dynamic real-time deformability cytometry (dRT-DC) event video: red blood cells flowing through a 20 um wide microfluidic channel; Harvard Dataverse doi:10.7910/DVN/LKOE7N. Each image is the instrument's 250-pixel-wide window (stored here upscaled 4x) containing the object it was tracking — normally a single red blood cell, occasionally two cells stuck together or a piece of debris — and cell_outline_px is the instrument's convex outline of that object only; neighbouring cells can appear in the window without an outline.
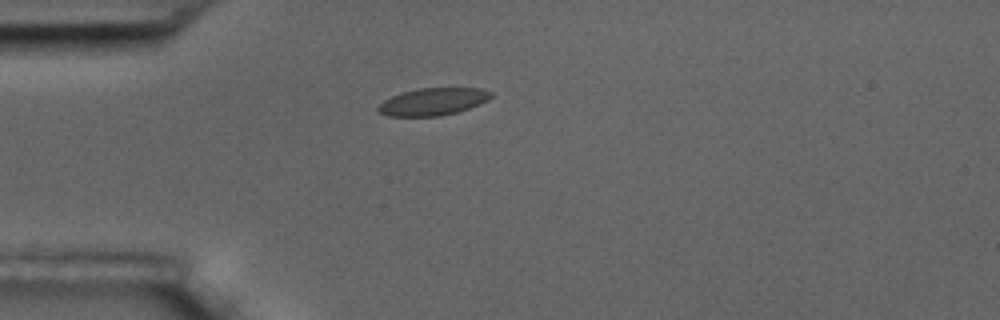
{"species": "common noctule bat (a hibernating species)", "species_latin": "Nyctalus noctula", "temperature_condition": "room temperature", "stored_images_in_passage": 4, "camera_frame_rate_fps": 3000, "um_per_image_px": 0.085, "animal": {"sex": "male", "body_mass_g": 17.5, "forearm_length_mm": 52.3}, "frame": {"image": 1, "passage_image": 4, "time_ms": 4.333, "image_size_px": [1000, 320], "cell_outline_px": [[492, 96], [488, 100], [480, 104], [456, 112], [440, 116], [388, 116], [376, 112], [376, 108], [384, 100], [392, 96], [404, 92], [420, 88], [480, 88], [492, 92]], "centroid_in_image_um": [36.79, 8.64], "position_along_channel_um": 48.2, "area_um2": 17.92}}